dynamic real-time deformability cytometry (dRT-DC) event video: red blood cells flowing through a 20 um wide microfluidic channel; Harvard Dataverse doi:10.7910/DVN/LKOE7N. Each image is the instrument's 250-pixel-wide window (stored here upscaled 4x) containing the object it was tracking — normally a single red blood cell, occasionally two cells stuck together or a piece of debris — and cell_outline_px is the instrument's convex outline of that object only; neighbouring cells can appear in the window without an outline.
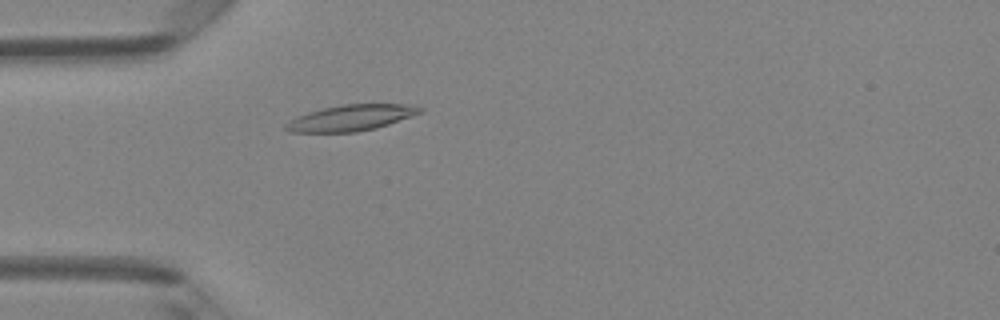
{"species": "Egyptian fruit bat (a non-hibernating species)", "species_latin": "Rousettus aegyptiacus", "temperature_condition": "room temperature", "stored_images_in_passage": 40, "camera_frame_rate_fps": 3000, "um_per_image_px": 0.085, "animal": {"sex": "female"}, "frame": {"image": 1, "passage_image": 6, "time_ms": 1.667, "image_size_px": [1000, 320], "cell_outline_px": [[424, 112], [376, 128], [356, 132], [288, 132], [284, 128], [284, 124], [308, 112], [324, 108], [344, 104], [412, 104], [424, 108]], "centroid_in_image_um": [29.89, 10.01], "position_along_channel_um": 55.1, "area_um2": 20.23}}
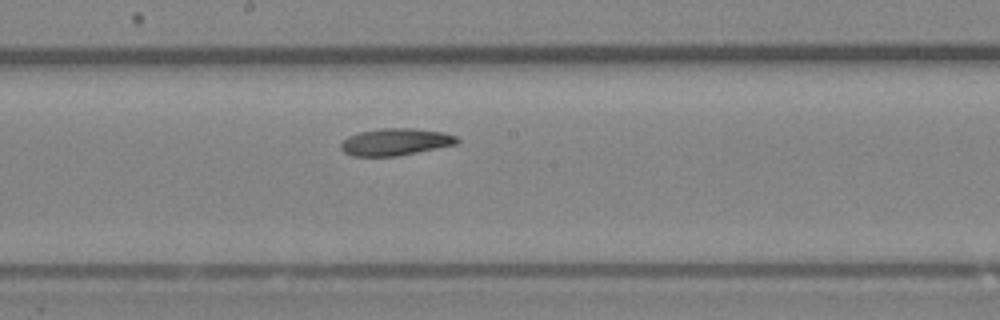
{"frame": {"image": 2, "passage_image": 18, "time_ms": 5.667, "image_size_px": [1000, 320], "cell_outline_px": [[460, 140], [456, 144], [396, 156], [352, 156], [344, 152], [340, 148], [340, 144], [348, 136], [360, 132], [380, 128], [412, 128], [440, 132], [456, 136]], "centroid_in_image_um": [33.57, 12.06], "position_along_channel_um": 214.6, "area_um2": 18.09}}
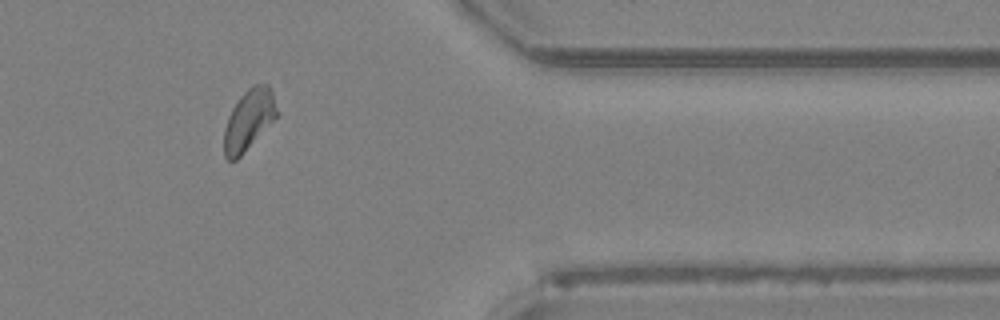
{"frame": {"image": 3, "passage_image": 32, "time_ms": 10.333, "image_size_px": [1000, 320], "cell_outline_px": [[276, 116], [240, 156], [236, 160], [228, 160], [224, 156], [224, 128], [228, 116], [232, 108], [240, 96], [252, 84], [268, 84], [272, 92], [276, 108]], "centroid_in_image_um": [21.1, 10.16], "position_along_channel_um": 390.3, "area_um2": 18.15}, "authors_computed_cell_mechanics": {"area_um2": 18.6116, "velocity_mm_per_s": 4.1571, "shape_relaxation_time_tau1_ms": 6.0567, "shape_relaxation_time_tau2_ms": 4.8926, "deformation_change_tau1": 0.1455, "deformation_change_tau2": 0.1084}}